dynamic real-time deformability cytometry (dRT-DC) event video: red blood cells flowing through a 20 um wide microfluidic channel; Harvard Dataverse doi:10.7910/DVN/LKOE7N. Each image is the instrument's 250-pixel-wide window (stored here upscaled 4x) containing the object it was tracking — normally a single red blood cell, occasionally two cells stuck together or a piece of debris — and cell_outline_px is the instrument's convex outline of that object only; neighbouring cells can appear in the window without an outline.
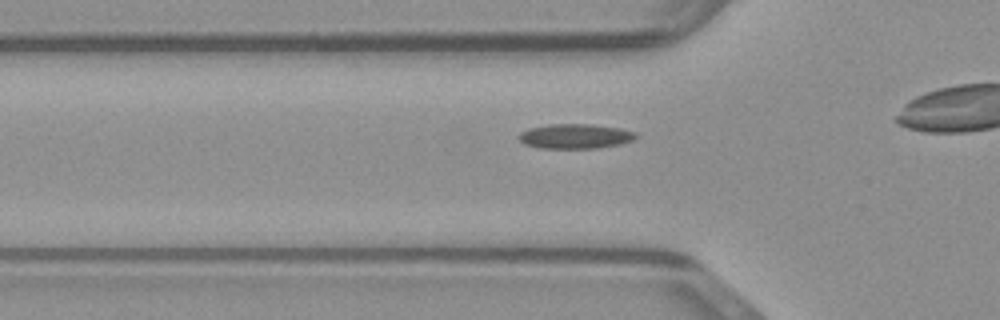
{"species": "common noctule bat (a hibernating species)", "species_latin": "Nyctalus noctula", "temperature_condition": "warm", "stored_images_in_passage": 32, "camera_frame_rate_fps": 3000, "um_per_image_px": 0.085, "animal": {"sex": "male", "body_mass_g": 23.1, "forearm_length_mm": 52.7}, "frame": {"image": 1, "passage_image": 9, "time_ms": 2.667, "image_size_px": [1000, 320], "cell_outline_px": [[640, 136], [632, 140], [620, 144], [596, 148], [536, 148], [524, 144], [516, 136], [520, 132], [528, 128], [548, 124], [592, 124], [620, 128], [636, 132]], "centroid_in_image_um": [48.87, 11.57], "position_along_channel_um": 76.9, "area_um2": 17.11}}
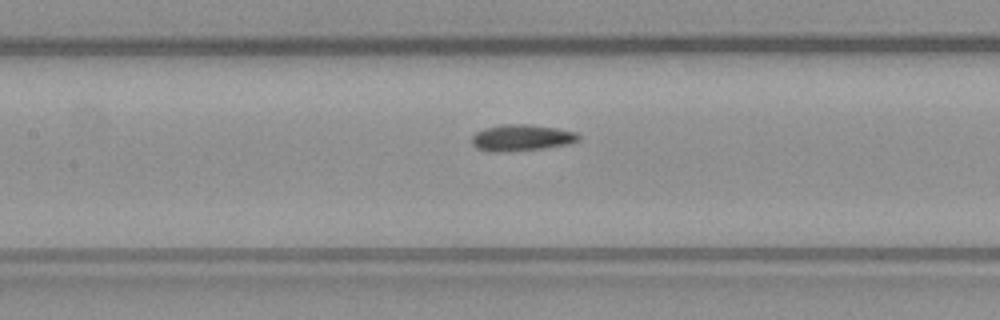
{"frame": {"image": 2, "passage_image": 15, "time_ms": 4.667, "image_size_px": [1000, 320], "cell_outline_px": [[580, 140], [568, 144], [544, 148], [504, 152], [488, 152], [476, 148], [472, 144], [472, 136], [476, 132], [484, 128], [504, 124], [528, 124], [556, 128], [576, 132], [580, 136]], "centroid_in_image_um": [44.31, 11.71], "position_along_channel_um": 163.1, "area_um2": 16.53}}
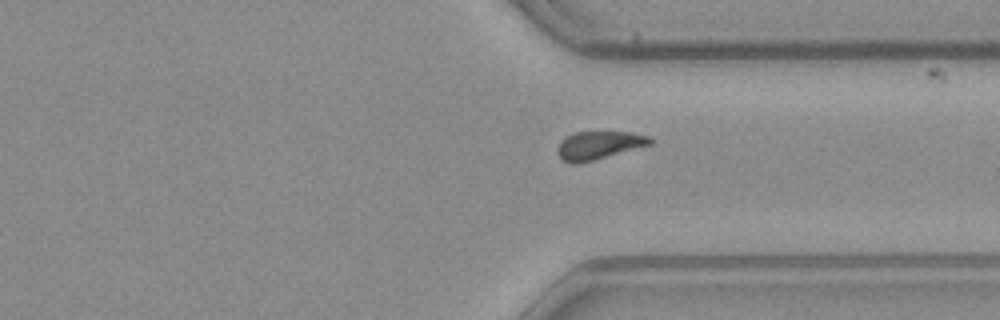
{"frame": {"image": 3, "passage_image": 29, "time_ms": 9.333, "image_size_px": [1000, 320], "cell_outline_px": [[652, 144], [580, 164], [572, 164], [564, 160], [556, 152], [556, 148], [560, 140], [564, 136], [576, 132], [632, 132], [648, 136], [652, 140]], "centroid_in_image_um": [50.86, 12.35], "position_along_channel_um": 360.5, "area_um2": 15.32}}